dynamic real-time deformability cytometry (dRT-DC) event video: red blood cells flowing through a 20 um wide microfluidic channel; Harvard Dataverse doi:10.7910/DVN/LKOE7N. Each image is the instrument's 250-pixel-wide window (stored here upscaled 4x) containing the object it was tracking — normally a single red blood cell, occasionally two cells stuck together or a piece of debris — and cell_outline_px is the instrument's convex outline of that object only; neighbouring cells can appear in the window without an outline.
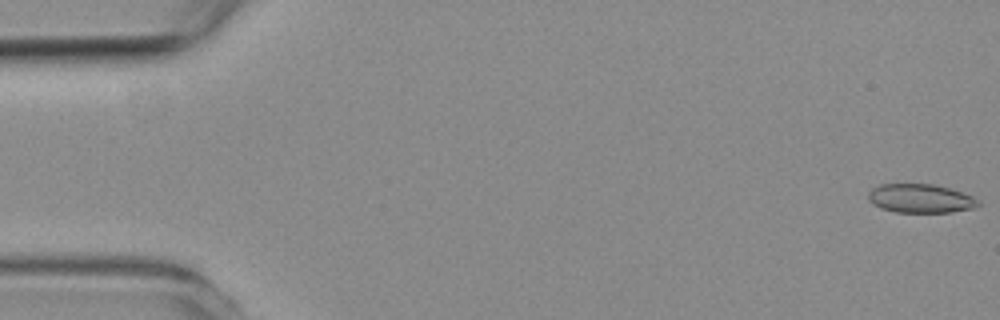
{"species": "common noctule bat (a hibernating species)", "species_latin": "Nyctalus noctula", "temperature_condition": "room temperature", "stored_images_in_passage": 18, "camera_frame_rate_fps": 3000, "um_per_image_px": 0.085, "animal": {"sex": "female", "body_mass_g": 19.3, "forearm_length_mm": 54.1}, "frame": {"image": 1, "passage_image": 1, "time_ms": 0.0, "image_size_px": [1000, 320], "cell_outline_px": [[980, 204], [972, 208], [952, 212], [896, 212], [880, 208], [872, 204], [868, 200], [868, 192], [872, 188], [880, 184], [932, 184], [948, 188], [972, 196], [980, 200]], "centroid_in_image_um": [78.2, 16.87], "position_along_channel_um": 6.8, "area_um2": 18.44}}